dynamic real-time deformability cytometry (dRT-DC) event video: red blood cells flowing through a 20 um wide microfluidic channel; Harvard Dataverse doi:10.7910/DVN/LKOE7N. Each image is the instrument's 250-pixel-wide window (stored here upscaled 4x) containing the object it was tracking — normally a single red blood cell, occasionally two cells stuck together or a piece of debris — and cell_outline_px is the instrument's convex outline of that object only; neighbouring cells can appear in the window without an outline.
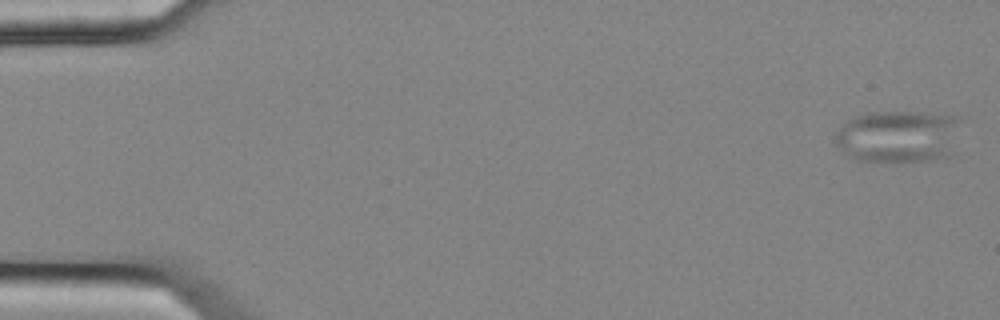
{"species": "common noctule bat (a hibernating species)", "species_latin": "Nyctalus noctula", "temperature_condition": "cold", "stored_images_in_passage": 54, "camera_frame_rate_fps": 3000, "um_per_image_px": 0.085, "animal": {"sex": "female", "body_mass_g": 25.1}, "frame": {"image": 1, "passage_image": 1, "time_ms": 0.0, "image_size_px": [1000, 320], "cell_outline_px": [[960, 120], [952, 152], [948, 156], [928, 160], [896, 164], [856, 160], [832, 144], [836, 132], [840, 124], [856, 116], [868, 112], [924, 112], [960, 116]], "centroid_in_image_um": [76.3, 11.61], "position_along_channel_um": 8.7, "area_um2": 39.36}}
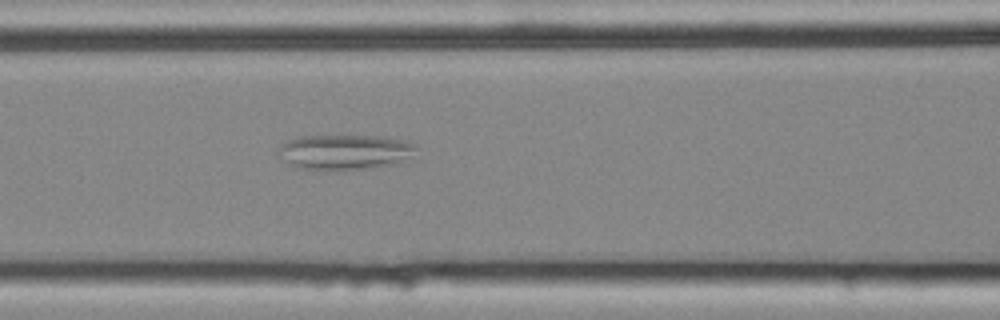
{"frame": {"image": 2, "passage_image": 23, "time_ms": 7.333, "image_size_px": [1000, 320], "cell_outline_px": [[416, 148], [412, 160], [396, 164], [372, 168], [336, 172], [300, 168], [292, 164], [276, 152], [276, 148], [288, 140], [300, 136], [380, 136], [404, 140], [416, 144]], "centroid_in_image_um": [29.38, 12.95], "position_along_channel_um": 137.2, "area_um2": 28.96}}
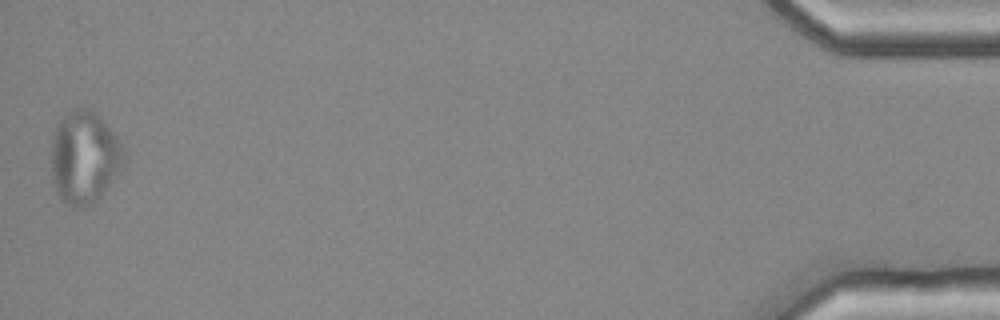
{"frame": {"image": 3, "passage_image": 54, "time_ms": 17.667, "image_size_px": [1000, 320], "cell_outline_px": [[128, 160], [120, 172], [100, 196], [96, 200], [84, 208], [80, 208], [68, 204], [60, 200], [56, 192], [52, 180], [52, 144], [56, 128], [60, 120], [72, 108], [88, 108], [96, 112], [104, 120], [128, 152]], "centroid_in_image_um": [7.22, 13.37], "position_along_channel_um": 428.0, "area_um2": 39.65}}